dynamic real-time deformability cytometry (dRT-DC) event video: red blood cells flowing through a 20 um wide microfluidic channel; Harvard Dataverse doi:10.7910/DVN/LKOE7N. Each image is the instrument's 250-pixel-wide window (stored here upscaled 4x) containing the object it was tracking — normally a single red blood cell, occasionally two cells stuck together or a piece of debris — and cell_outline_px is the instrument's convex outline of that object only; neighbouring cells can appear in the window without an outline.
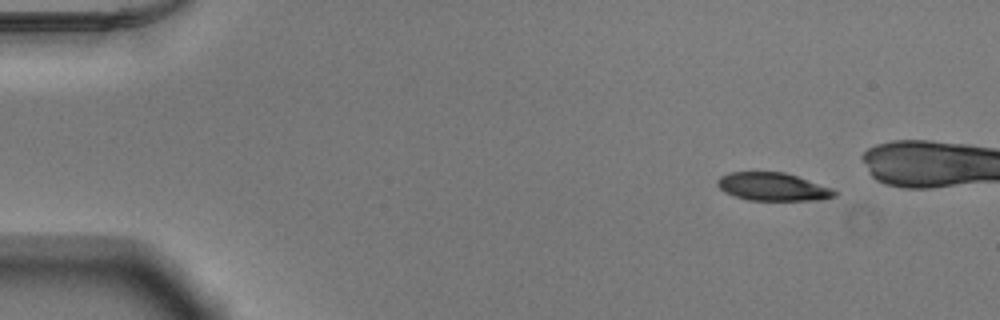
{"species": "Egyptian fruit bat (a non-hibernating species)", "species_latin": "Rousettus aegyptiacus", "temperature_condition": "warm", "stored_images_in_passage": 48, "camera_frame_rate_fps": 3000, "um_per_image_px": 0.085, "animal": {"sex": "male"}, "frame": {"image": 1, "passage_image": 5, "time_ms": 1.333, "image_size_px": [1000, 320], "cell_outline_px": [[840, 192], [836, 196], [820, 200], [748, 200], [724, 192], [716, 184], [716, 180], [720, 176], [728, 172], [784, 172], [832, 188]], "centroid_in_image_um": [65.69, 15.87], "position_along_channel_um": 19.3, "area_um2": 19.19}}
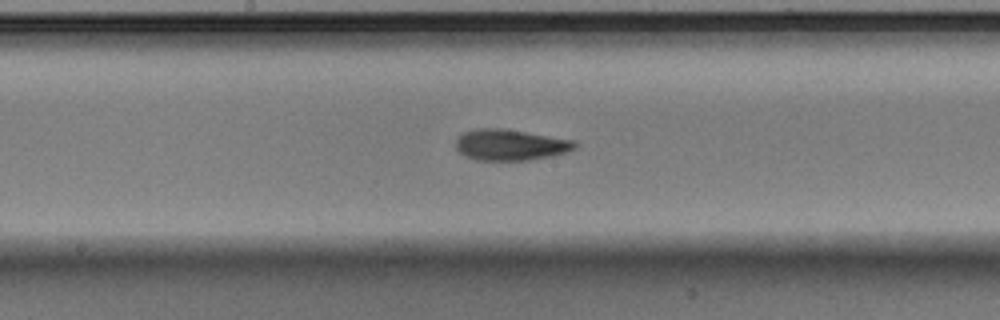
{"frame": {"image": 2, "passage_image": 27, "time_ms": 8.667, "image_size_px": [1000, 320], "cell_outline_px": [[576, 148], [552, 156], [528, 160], [476, 160], [460, 152], [456, 148], [456, 140], [464, 132], [476, 128], [504, 128], [572, 140], [576, 144]], "centroid_in_image_um": [43.36, 12.31], "position_along_channel_um": 204.8, "area_um2": 21.27}}
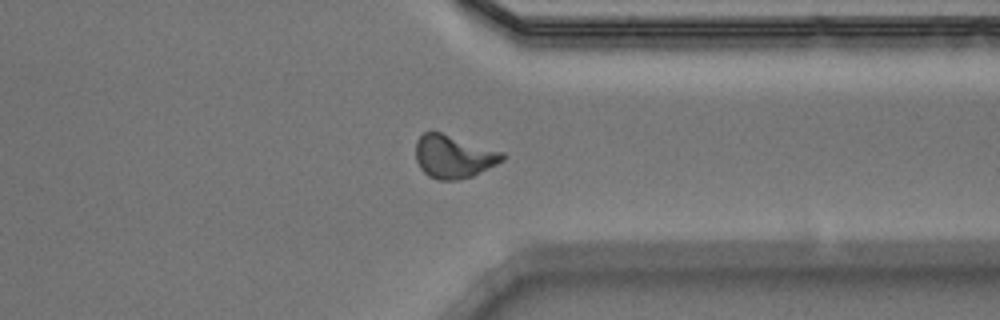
{"frame": {"image": 3, "passage_image": 40, "time_ms": 13.0, "image_size_px": [1000, 320], "cell_outline_px": [[504, 160], [472, 176], [460, 180], [440, 180], [428, 176], [420, 168], [416, 160], [416, 140], [424, 132], [440, 132], [504, 152]], "centroid_in_image_um": [38.54, 13.31], "position_along_channel_um": 372.9, "area_um2": 21.62}, "authors_computed_cell_mechanics": {"area_um2": 20.7791, "velocity_mm_per_s": 3.9082, "shape_relaxation_time_tau1_ms": 2.8579, "shape_relaxation_time_tau2_ms": 1.8241, "deformation_change_tau1": 0.1573, "deformation_change_tau2": 0.0847}}